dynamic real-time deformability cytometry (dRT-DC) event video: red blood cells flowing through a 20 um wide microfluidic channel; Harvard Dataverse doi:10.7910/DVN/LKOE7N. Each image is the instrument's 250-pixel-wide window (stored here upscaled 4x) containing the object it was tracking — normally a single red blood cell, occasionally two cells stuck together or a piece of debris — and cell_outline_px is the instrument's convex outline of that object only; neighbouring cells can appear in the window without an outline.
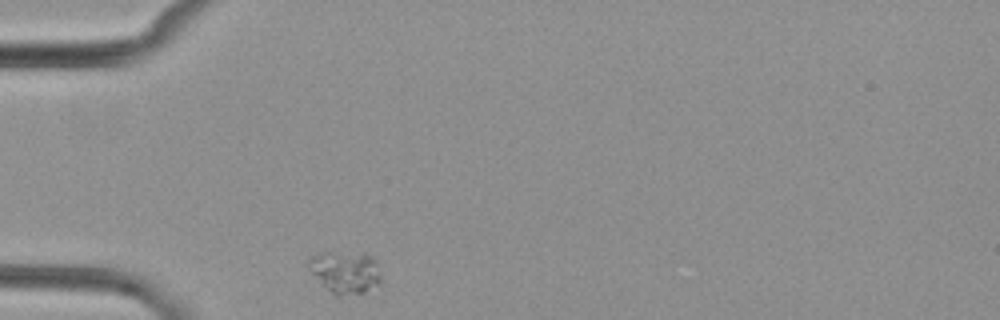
{"species": "common noctule bat (a hibernating species)", "species_latin": "Nyctalus noctula", "temperature_condition": "cold", "stored_images_in_passage": 2, "camera_frame_rate_fps": 3000, "um_per_image_px": 0.085, "animal": {"sex": "female", "body_mass_g": 29.2, "forearm_length_mm": 56.3}, "frame": {"image": 1, "passage_image": 1, "time_ms": 0.0, "image_size_px": [1000, 320], "cell_outline_px": [[380, 288], [364, 292], [340, 296], [336, 296], [304, 264], [312, 256], [324, 252], [364, 252], [376, 260], [380, 276]], "centroid_in_image_um": [29.39, 23.11], "position_along_channel_um": 55.6, "area_um2": 17.98}}